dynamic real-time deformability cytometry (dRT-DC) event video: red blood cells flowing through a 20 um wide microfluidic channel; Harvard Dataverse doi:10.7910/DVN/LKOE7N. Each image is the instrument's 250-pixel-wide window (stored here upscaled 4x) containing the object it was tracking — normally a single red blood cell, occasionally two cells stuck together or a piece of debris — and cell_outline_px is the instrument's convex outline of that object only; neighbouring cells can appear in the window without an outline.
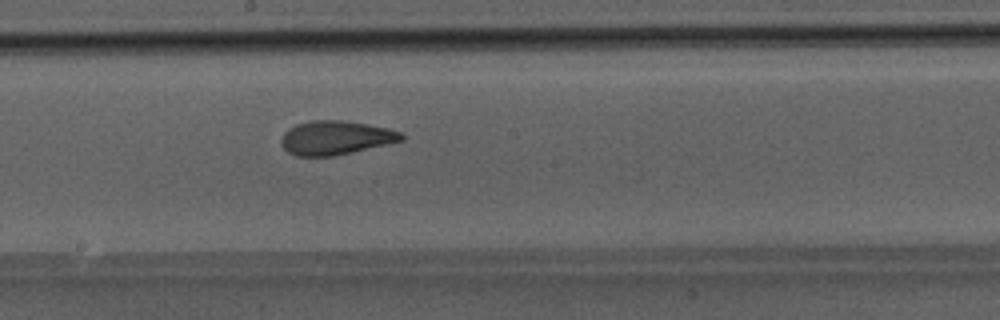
{"species": "Egyptian fruit bat (a non-hibernating species)", "species_latin": "Rousettus aegyptiacus", "temperature_condition": "room temperature", "stored_images_in_passage": 24, "camera_frame_rate_fps": 3000, "um_per_image_px": 0.085, "animal": {"sex": "male"}, "frame": {"image": 1, "passage_image": 14, "time_ms": 4.333, "image_size_px": [1000, 320], "cell_outline_px": [[404, 140], [388, 144], [352, 152], [332, 156], [296, 156], [288, 152], [280, 144], [280, 140], [284, 132], [288, 128], [296, 124], [312, 120], [340, 120], [368, 124], [388, 128], [400, 132], [404, 136]], "centroid_in_image_um": [28.51, 11.71], "position_along_channel_um": 219.7, "area_um2": 23.81}}
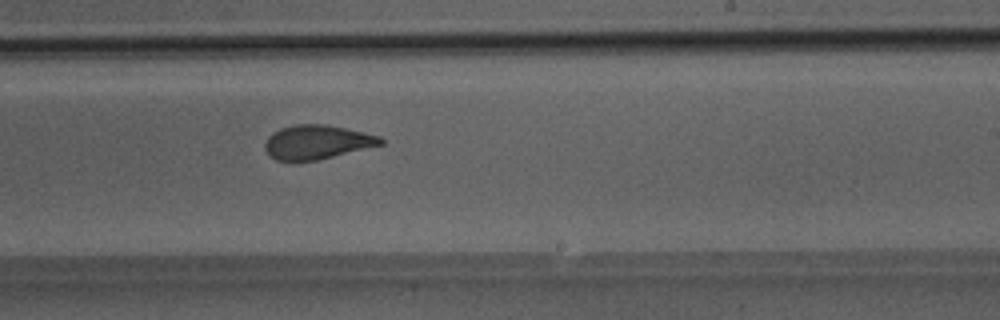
{"frame": {"image": 2, "passage_image": 17, "time_ms": 5.333, "image_size_px": [1000, 320], "cell_outline_px": [[384, 144], [316, 160], [276, 160], [268, 156], [264, 148], [264, 144], [268, 136], [272, 132], [280, 128], [292, 124], [324, 124], [364, 132], [380, 136], [384, 140]], "centroid_in_image_um": [26.91, 12.06], "position_along_channel_um": 262.1, "area_um2": 22.95}}